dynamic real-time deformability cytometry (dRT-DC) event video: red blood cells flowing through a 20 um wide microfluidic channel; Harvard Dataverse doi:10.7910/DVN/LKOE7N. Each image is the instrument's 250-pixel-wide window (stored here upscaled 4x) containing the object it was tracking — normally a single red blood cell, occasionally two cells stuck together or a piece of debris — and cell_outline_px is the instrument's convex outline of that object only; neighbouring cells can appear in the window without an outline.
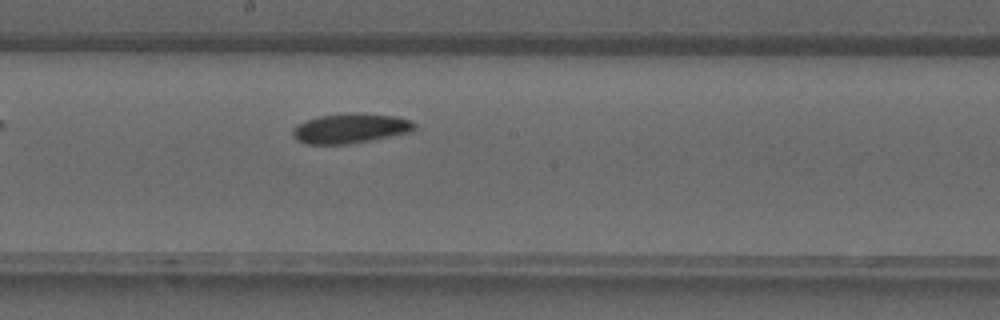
{"species": "common noctule bat (a hibernating species)", "species_latin": "Nyctalus noctula", "temperature_condition": "warm", "stored_images_in_passage": 27, "camera_frame_rate_fps": 3000, "um_per_image_px": 0.085, "animal": {"sex": "male", "forearm_length_mm": 52.5}, "frame": {"image": 1, "passage_image": 10, "time_ms": 3.0, "image_size_px": [1000, 320], "cell_outline_px": [[416, 128], [412, 132], [368, 140], [344, 144], [304, 144], [296, 140], [292, 136], [292, 132], [296, 124], [304, 120], [320, 116], [364, 112], [396, 116], [412, 120], [416, 124]], "centroid_in_image_um": [29.78, 10.9], "position_along_channel_um": 218.4, "area_um2": 21.27}}
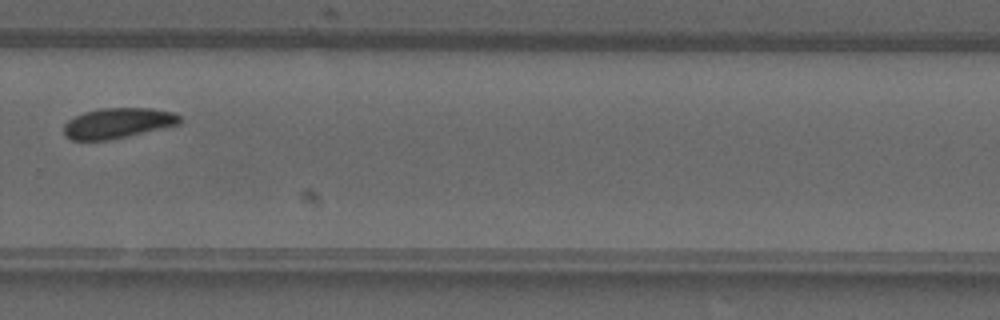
{"frame": {"image": 2, "passage_image": 16, "time_ms": 5.0, "image_size_px": [1000, 320], "cell_outline_px": [[184, 120], [180, 124], [164, 128], [108, 140], [72, 140], [64, 136], [64, 124], [68, 120], [84, 112], [100, 108], [152, 108], [172, 112], [180, 116]], "centroid_in_image_um": [10.03, 10.46], "position_along_channel_um": 319.8, "area_um2": 20.58}}
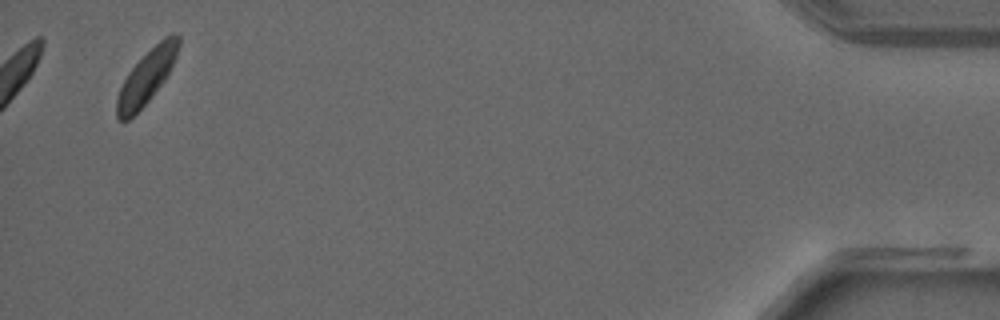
{"frame": {"image": 3, "passage_image": 27, "time_ms": 8.667, "image_size_px": [1000, 320], "cell_outline_px": [[180, 44], [176, 56], [164, 80], [152, 96], [128, 120], [120, 120], [116, 116], [116, 100], [120, 88], [128, 72], [164, 36], [172, 32], [180, 36]], "centroid_in_image_um": [12.46, 6.51], "position_along_channel_um": 422.7, "area_um2": 18.73}}